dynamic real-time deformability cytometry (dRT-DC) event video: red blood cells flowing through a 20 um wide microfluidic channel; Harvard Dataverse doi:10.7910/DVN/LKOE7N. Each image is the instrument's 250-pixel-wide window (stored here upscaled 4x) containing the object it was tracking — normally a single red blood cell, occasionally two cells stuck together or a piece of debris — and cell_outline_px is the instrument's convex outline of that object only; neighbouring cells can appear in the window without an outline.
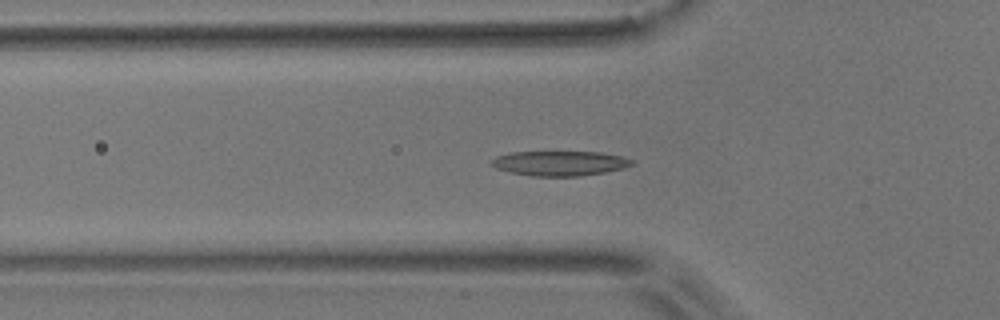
{"species": "common noctule bat (a hibernating species)", "species_latin": "Nyctalus noctula", "temperature_condition": "room temperature", "stored_images_in_passage": 56, "camera_frame_rate_fps": 3000, "um_per_image_px": 0.085, "animal": {"sex": "male", "body_mass_g": 17.9}, "frame": {"image": 1, "passage_image": 18, "time_ms": 5.667, "image_size_px": [1000, 320], "cell_outline_px": [[636, 164], [624, 168], [604, 172], [580, 176], [532, 176], [512, 172], [496, 168], [492, 164], [492, 160], [496, 156], [512, 152], [600, 152], [624, 156], [636, 160]], "centroid_in_image_um": [47.68, 13.87], "position_along_channel_um": 78.1, "area_um2": 20.35}}
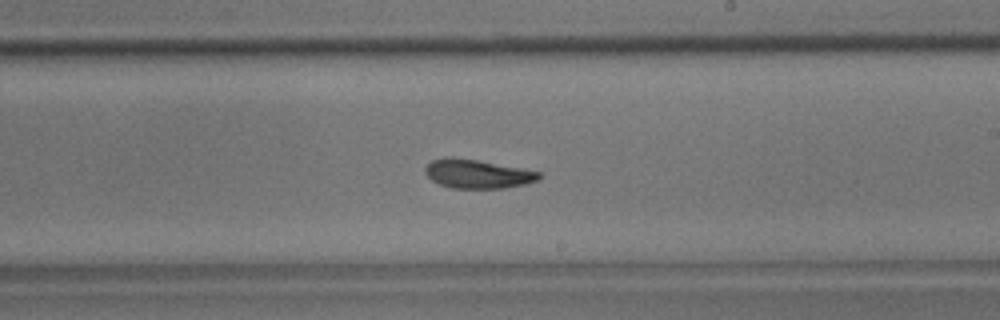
{"frame": {"image": 2, "passage_image": 32, "time_ms": 10.333, "image_size_px": [1000, 320], "cell_outline_px": [[544, 176], [540, 180], [524, 184], [504, 188], [452, 188], [440, 184], [432, 180], [424, 172], [424, 168], [432, 160], [444, 156], [452, 156], [476, 160], [544, 172]], "centroid_in_image_um": [40.62, 14.77], "position_along_channel_um": 248.4, "area_um2": 19.36}}
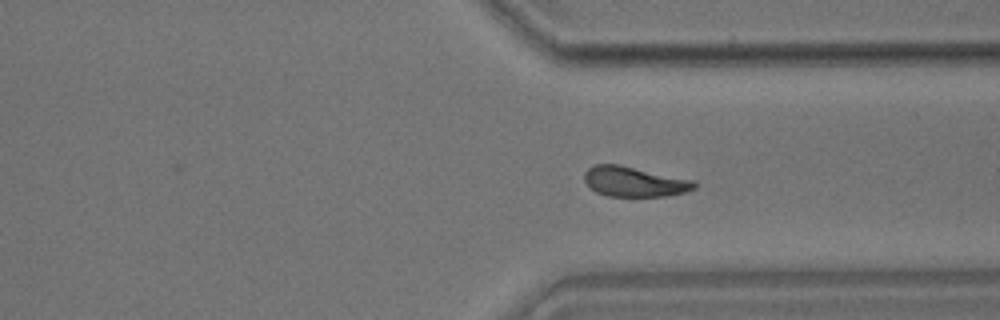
{"frame": {"image": 3, "passage_image": 41, "time_ms": 13.333, "image_size_px": [1000, 320], "cell_outline_px": [[696, 188], [684, 192], [668, 196], [608, 196], [596, 192], [584, 180], [584, 172], [592, 164], [620, 164], [696, 180]], "centroid_in_image_um": [53.94, 15.42], "position_along_channel_um": 357.5, "area_um2": 19.48}, "authors_computed_cell_mechanics": {"area_um2": 19.7387, "velocity_mm_per_s": 3.6299, "shape_relaxation_time_tau1_ms": 4.298, "shape_relaxation_time_tau2_ms": 5.3556, "deformation_change_tau1": 0.1422, "deformation_change_tau2": 0.0766}}